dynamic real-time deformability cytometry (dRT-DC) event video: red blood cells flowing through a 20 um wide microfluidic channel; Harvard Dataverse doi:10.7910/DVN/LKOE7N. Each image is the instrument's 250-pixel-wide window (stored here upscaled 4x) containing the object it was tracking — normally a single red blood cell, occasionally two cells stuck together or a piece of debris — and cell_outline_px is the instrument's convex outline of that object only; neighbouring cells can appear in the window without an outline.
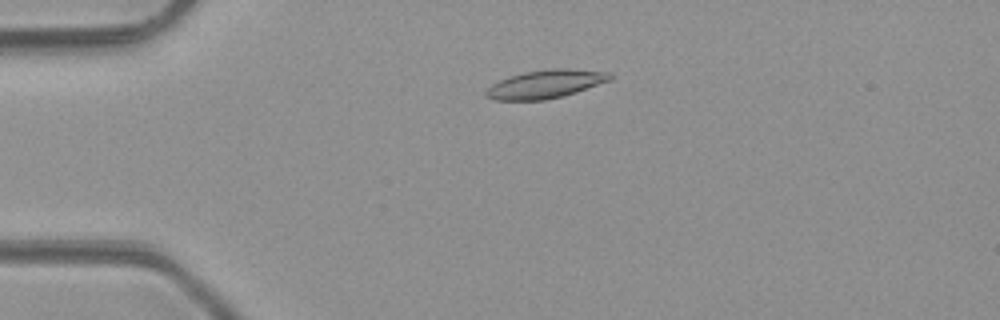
{"species": "common noctule bat (a hibernating species)", "species_latin": "Nyctalus noctula", "temperature_condition": "room temperature", "stored_images_in_passage": 2, "camera_frame_rate_fps": 3000, "um_per_image_px": 0.085, "animal": {"sex": "male", "body_mass_g": 23.1, "forearm_length_mm": 52.7}, "frame": {"image": 1, "passage_image": 1, "time_ms": 0.0, "image_size_px": [1000, 320], "cell_outline_px": [[616, 76], [612, 80], [564, 96], [544, 100], [492, 100], [484, 96], [484, 92], [492, 84], [508, 76], [524, 72], [552, 68], [568, 68], [612, 72]], "centroid_in_image_um": [46.41, 7.14], "position_along_channel_um": 38.6, "area_um2": 20.87}}